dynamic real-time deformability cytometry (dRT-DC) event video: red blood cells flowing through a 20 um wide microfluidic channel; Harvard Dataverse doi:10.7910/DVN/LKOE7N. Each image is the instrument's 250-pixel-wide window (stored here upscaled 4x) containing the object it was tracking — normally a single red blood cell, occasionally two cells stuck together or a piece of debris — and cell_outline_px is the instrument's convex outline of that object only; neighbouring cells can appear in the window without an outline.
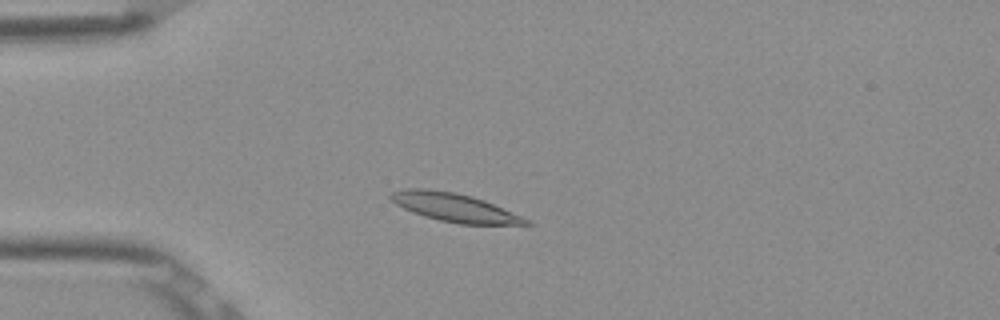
{"species": "Egyptian fruit bat (a non-hibernating species)", "species_latin": "Rousettus aegyptiacus", "temperature_condition": "room temperature", "stored_images_in_passage": 40, "camera_frame_rate_fps": 3000, "um_per_image_px": 0.085, "frame": {"image": 1, "passage_image": 1, "time_ms": 0.0, "image_size_px": [1000, 320], "cell_outline_px": [[536, 224], [460, 224], [440, 220], [424, 216], [404, 208], [396, 204], [388, 196], [388, 192], [404, 188], [428, 188], [456, 192], [472, 196], [484, 200], [520, 216]], "centroid_in_image_um": [38.56, 17.61], "position_along_channel_um": 46.4, "area_um2": 22.25}}
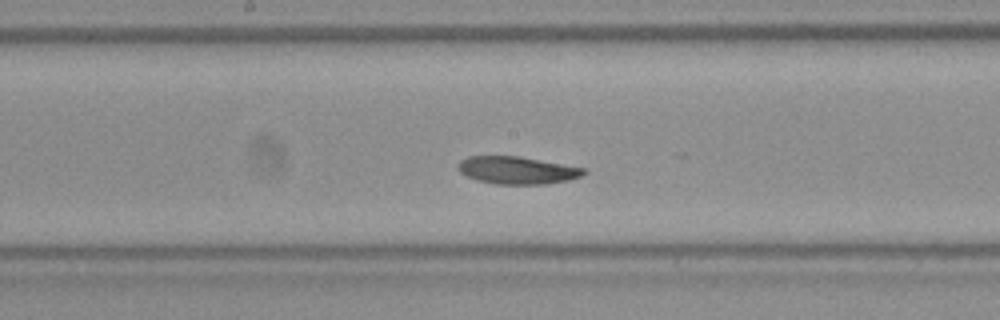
{"frame": {"image": 2, "passage_image": 15, "time_ms": 4.667, "image_size_px": [1000, 320], "cell_outline_px": [[588, 172], [580, 176], [568, 180], [548, 184], [496, 184], [476, 180], [464, 176], [456, 168], [460, 160], [468, 156], [520, 156], [584, 168]], "centroid_in_image_um": [43.91, 14.47], "position_along_channel_um": 204.3, "area_um2": 20.29}}
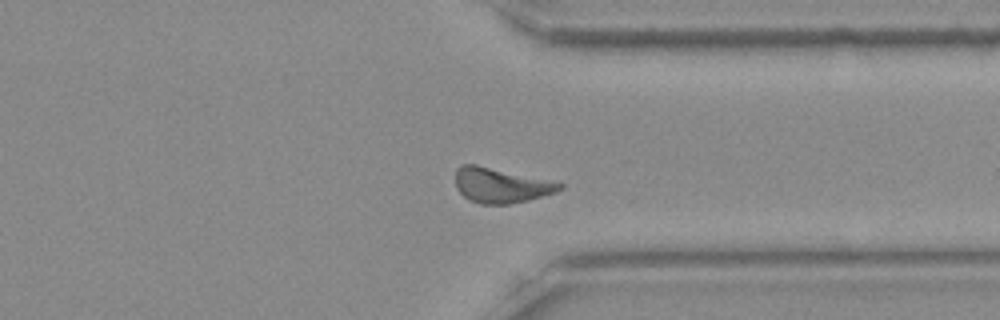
{"frame": {"image": 3, "passage_image": 28, "time_ms": 9.0, "image_size_px": [1000, 320], "cell_outline_px": [[564, 188], [556, 192], [528, 200], [508, 204], [480, 204], [468, 200], [456, 188], [456, 168], [460, 164], [476, 164], [564, 184]], "centroid_in_image_um": [42.53, 15.76], "position_along_channel_um": 368.9, "area_um2": 21.04}}